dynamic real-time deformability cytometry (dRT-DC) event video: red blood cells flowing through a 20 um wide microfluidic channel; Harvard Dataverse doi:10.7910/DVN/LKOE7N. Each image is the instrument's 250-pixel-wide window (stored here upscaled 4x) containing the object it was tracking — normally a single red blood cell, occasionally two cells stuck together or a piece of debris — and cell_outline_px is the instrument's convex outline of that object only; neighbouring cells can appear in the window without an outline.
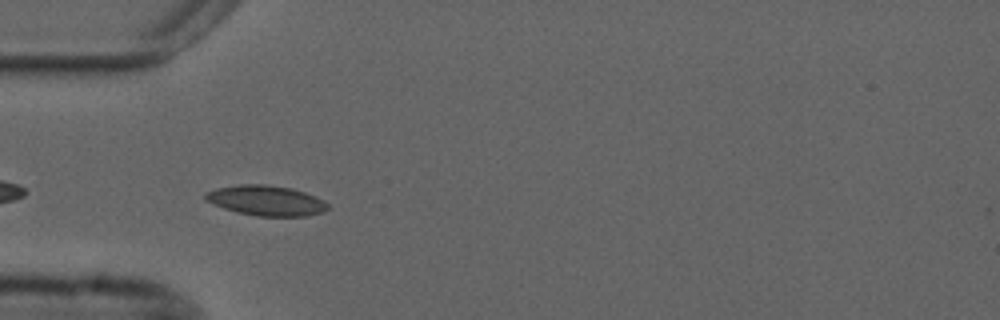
{"species": "common noctule bat (a hibernating species)", "species_latin": "Nyctalus noctula", "temperature_condition": "cold", "stored_images_in_passage": 41, "camera_frame_rate_fps": 3000, "um_per_image_px": 0.085, "animal": {"sex": "male", "forearm_length_mm": 52.5}, "frame": {"image": 1, "passage_image": 3, "time_ms": 0.667, "image_size_px": [1000, 320], "cell_outline_px": [[332, 208], [324, 212], [304, 216], [256, 216], [236, 212], [212, 204], [204, 200], [204, 196], [208, 192], [216, 188], [240, 184], [264, 184], [292, 188], [316, 196], [324, 200]], "centroid_in_image_um": [22.65, 17.05], "position_along_channel_um": 62.3, "area_um2": 21.73}}
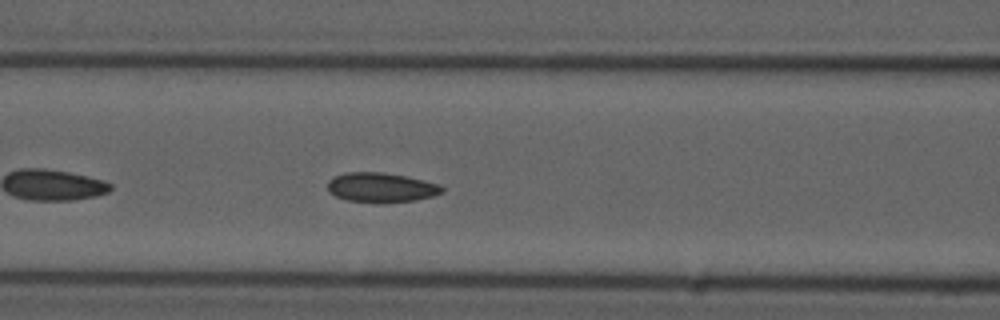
{"frame": {"image": 2, "passage_image": 9, "time_ms": 2.667, "image_size_px": [1000, 320], "cell_outline_px": [[444, 192], [432, 196], [412, 200], [348, 200], [336, 196], [328, 192], [328, 180], [332, 176], [344, 172], [384, 172], [404, 176], [440, 184], [444, 188]], "centroid_in_image_um": [32.36, 15.88], "position_along_channel_um": 134.2, "area_um2": 19.02}}
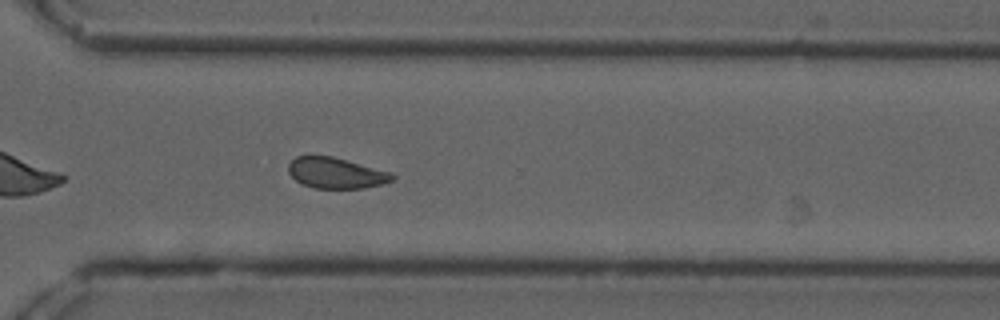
{"frame": {"image": 3, "passage_image": 26, "time_ms": 8.333, "image_size_px": [1000, 320], "cell_outline_px": [[396, 180], [364, 188], [312, 188], [300, 184], [288, 172], [288, 164], [296, 156], [332, 156], [392, 172], [396, 176]], "centroid_in_image_um": [28.57, 14.71], "position_along_channel_um": 342.0, "area_um2": 18.79}, "authors_computed_cell_mechanics": {"area_um2": 19.8832, "velocity_mm_per_s": 3.6756, "shape_relaxation_time_tau1_ms": null, "shape_relaxation_time_tau2_ms": 3.0792, "deformation_change_tau1": null, "deformation_change_tau2": 0.0762}}